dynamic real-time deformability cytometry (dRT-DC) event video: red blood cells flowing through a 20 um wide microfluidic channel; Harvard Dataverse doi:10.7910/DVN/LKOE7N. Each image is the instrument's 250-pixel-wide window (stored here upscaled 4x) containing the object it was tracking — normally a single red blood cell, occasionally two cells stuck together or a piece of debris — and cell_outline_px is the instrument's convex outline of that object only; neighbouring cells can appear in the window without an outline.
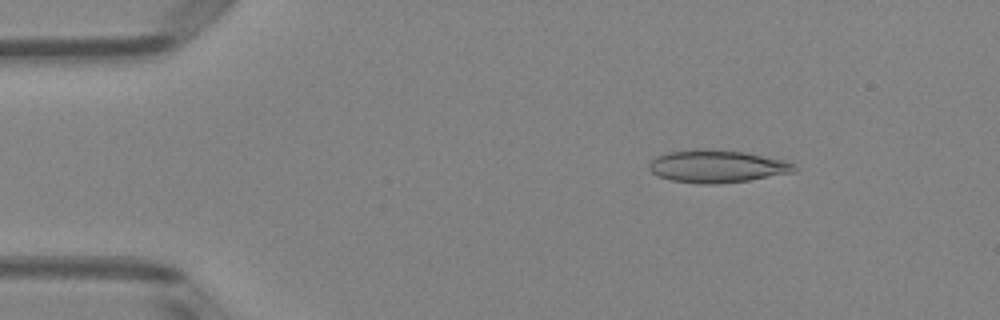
{"species": "Egyptian fruit bat (a non-hibernating species)", "species_latin": "Rousettus aegyptiacus", "temperature_condition": "room temperature", "stored_images_in_passage": 50, "camera_frame_rate_fps": 3000, "um_per_image_px": 0.085, "animal": {"sex": "female"}, "frame": {"image": 1, "passage_image": 7, "time_ms": 2.0, "image_size_px": [1000, 320], "cell_outline_px": [[796, 172], [748, 180], [720, 184], [700, 184], [672, 180], [656, 176], [648, 168], [648, 164], [656, 156], [668, 152], [696, 148], [712, 148], [744, 152], [784, 160], [796, 164]], "centroid_in_image_um": [60.93, 14.13], "position_along_channel_um": 24.1, "area_um2": 27.92}}
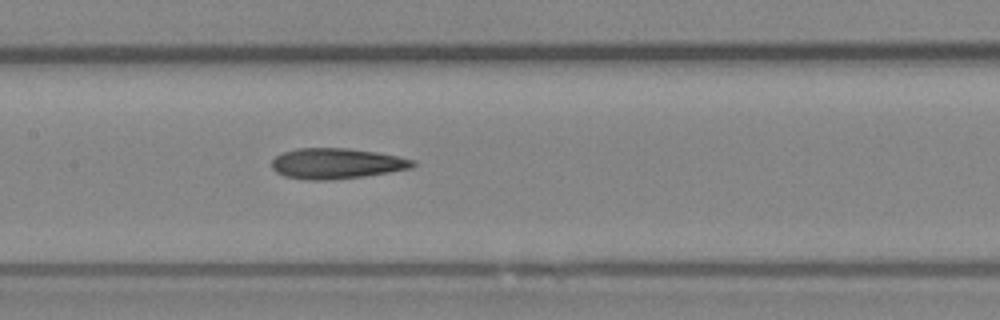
{"frame": {"image": 2, "passage_image": 24, "time_ms": 7.667, "image_size_px": [1000, 320], "cell_outline_px": [[416, 164], [412, 168], [364, 176], [332, 180], [308, 180], [284, 176], [276, 172], [272, 168], [272, 160], [276, 156], [284, 152], [296, 148], [348, 148], [376, 152], [416, 160]], "centroid_in_image_um": [28.6, 13.9], "position_along_channel_um": 178.8, "area_um2": 25.14}}
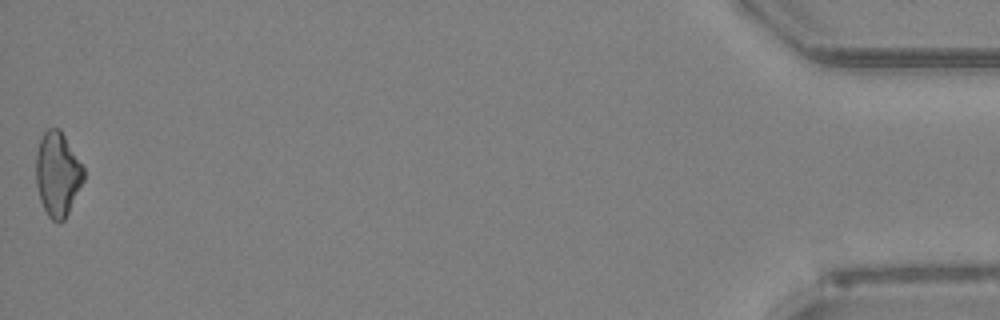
{"frame": {"image": 3, "passage_image": 50, "time_ms": 16.333, "image_size_px": [1000, 320], "cell_outline_px": [[84, 180], [64, 220], [60, 224], [56, 224], [48, 216], [40, 200], [36, 184], [36, 152], [40, 140], [44, 132], [48, 128], [60, 128], [84, 168]], "centroid_in_image_um": [4.89, 14.81], "position_along_channel_um": 430.3, "area_um2": 23.41}, "authors_computed_cell_mechanics": {"area_um2": 24.7962, "velocity_mm_per_s": 4.003, "shape_relaxation_time_tau1_ms": 5.5763, "shape_relaxation_time_tau2_ms": 8.6069, "deformation_change_tau1": 0.1427, "deformation_change_tau2": 0.2197}}